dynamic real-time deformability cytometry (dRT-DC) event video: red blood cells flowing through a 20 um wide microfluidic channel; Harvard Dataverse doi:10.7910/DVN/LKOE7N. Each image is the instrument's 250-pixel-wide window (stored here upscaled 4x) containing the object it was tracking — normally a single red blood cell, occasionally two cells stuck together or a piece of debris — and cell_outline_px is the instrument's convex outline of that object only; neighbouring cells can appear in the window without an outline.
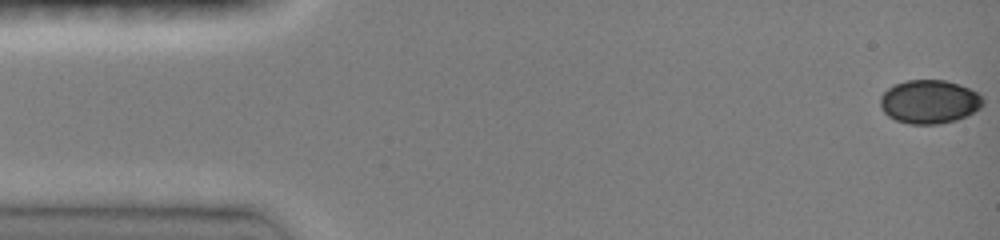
{"species": "common noctule bat (a hibernating species)", "species_latin": "Nyctalus noctula", "temperature_condition": "room temperature", "stored_images_in_passage": 47, "camera_frame_rate_fps": 3000, "um_per_image_px": 0.085, "animal": {"sex": "female", "body_mass_g": 19.0, "forearm_length_mm": 51.5}, "frame": {"image": 1, "passage_image": 1, "time_ms": 0.0, "image_size_px": [1000, 240], "cell_outline_px": [[984, 104], [980, 108], [956, 120], [940, 124], [908, 124], [896, 120], [888, 116], [880, 108], [880, 96], [892, 84], [908, 80], [944, 80], [960, 84], [976, 92], [984, 100]], "centroid_in_image_um": [78.96, 8.64], "position_along_channel_um": 6.0, "area_um2": 26.18}}
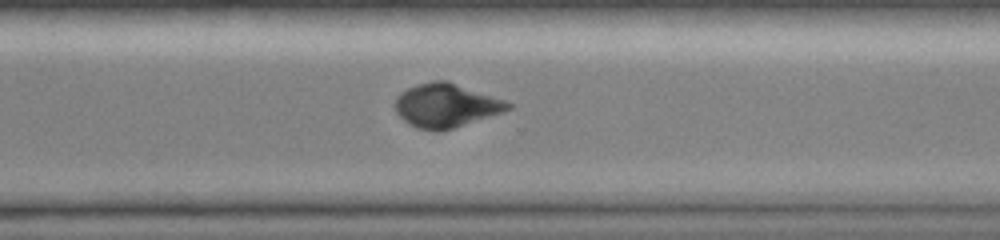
{"frame": {"image": 2, "passage_image": 34, "time_ms": 11.0, "image_size_px": [1000, 240], "cell_outline_px": [[516, 104], [512, 108], [504, 112], [452, 128], [436, 132], [416, 128], [404, 120], [396, 112], [396, 96], [400, 92], [416, 84], [432, 80], [448, 80]], "centroid_in_image_um": [37.93, 8.95], "position_along_channel_um": 332.7, "area_um2": 28.96}}
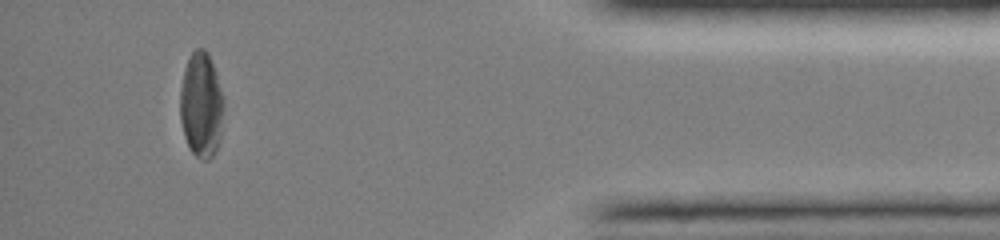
{"frame": {"image": 3, "passage_image": 43, "time_ms": 14.0, "image_size_px": [1000, 240], "cell_outline_px": [[224, 108], [220, 140], [212, 156], [208, 160], [204, 160], [196, 156], [188, 148], [184, 136], [180, 120], [180, 88], [184, 68], [192, 52], [196, 48], [204, 48], [208, 52], [216, 72], [224, 100]], "centroid_in_image_um": [17.1, 8.92], "position_along_channel_um": 418.1, "area_um2": 27.11}, "authors_computed_cell_mechanics": {"area_um2": 28.5532, "velocity_mm_per_s": 4.1098, "shape_relaxation_time_tau1_ms": 1.5777, "shape_relaxation_time_tau2_ms": 2.6909, "deformation_change_tau1": 0.0878, "deformation_change_tau2": 0.0564}}